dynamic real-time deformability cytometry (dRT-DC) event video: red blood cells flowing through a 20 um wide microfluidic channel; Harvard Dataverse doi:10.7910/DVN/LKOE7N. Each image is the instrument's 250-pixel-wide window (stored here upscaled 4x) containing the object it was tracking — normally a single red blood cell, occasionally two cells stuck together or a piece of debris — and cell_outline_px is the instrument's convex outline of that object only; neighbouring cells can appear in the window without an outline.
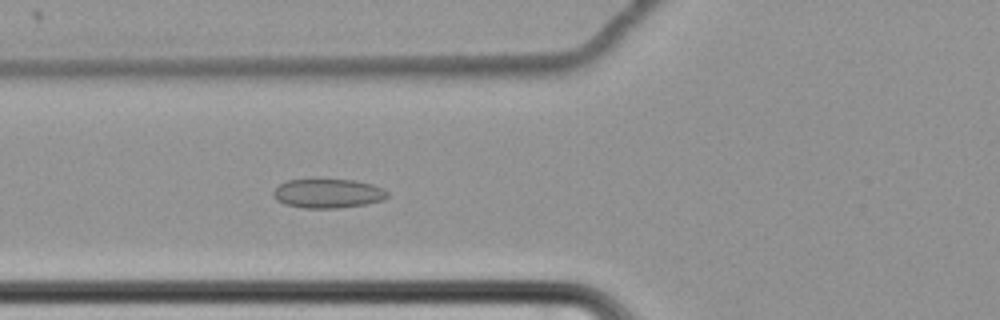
{"species": "common noctule bat (a hibernating species)", "species_latin": "Nyctalus noctula", "temperature_condition": "cold", "stored_images_in_passage": 66, "camera_frame_rate_fps": 3000, "um_per_image_px": 0.085, "animal": {"sex": "female", "body_mass_g": 22.7, "forearm_length_mm": 54.2}, "frame": {"image": 1, "passage_image": 29, "time_ms": 9.333, "image_size_px": [1000, 320], "cell_outline_px": [[388, 196], [384, 200], [368, 204], [336, 208], [304, 208], [284, 204], [276, 200], [272, 196], [272, 192], [280, 184], [288, 180], [356, 180], [372, 184], [384, 188], [388, 192]], "centroid_in_image_um": [27.89, 16.45], "position_along_channel_um": 97.9, "area_um2": 19.48}}
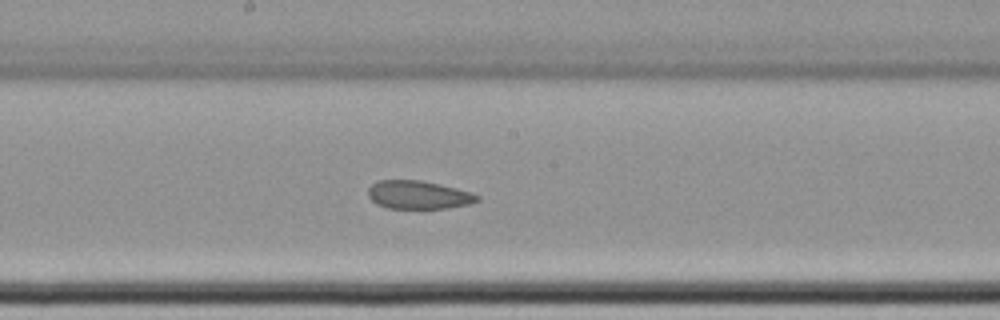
{"frame": {"image": 2, "passage_image": 39, "time_ms": 12.667, "image_size_px": [1000, 320], "cell_outline_px": [[480, 200], [472, 204], [444, 208], [388, 208], [376, 204], [368, 196], [368, 188], [372, 184], [380, 180], [420, 180], [440, 184], [472, 192], [480, 196]], "centroid_in_image_um": [35.59, 16.56], "position_along_channel_um": 212.6, "area_um2": 18.03}}
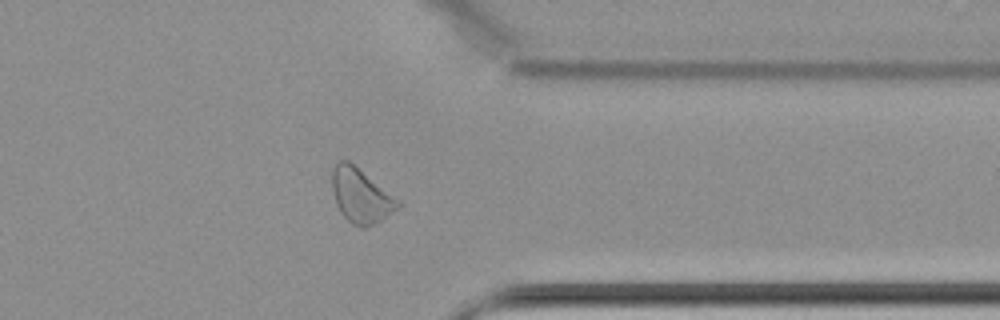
{"frame": {"image": 3, "passage_image": 54, "time_ms": 17.667, "image_size_px": [1000, 320], "cell_outline_px": [[404, 204], [380, 220], [364, 228], [360, 228], [352, 224], [340, 212], [336, 204], [332, 188], [332, 168], [340, 160], [348, 160], [400, 200]], "centroid_in_image_um": [30.67, 16.63], "position_along_channel_um": 380.7, "area_um2": 20.69}, "authors_computed_cell_mechanics": {"area_um2": 21.0681, "velocity_mm_per_s": 3.449, "shape_relaxation_time_tau1_ms": null, "shape_relaxation_time_tau2_ms": 3.1139, "deformation_change_tau1": null, "deformation_change_tau2": 0.0705}}